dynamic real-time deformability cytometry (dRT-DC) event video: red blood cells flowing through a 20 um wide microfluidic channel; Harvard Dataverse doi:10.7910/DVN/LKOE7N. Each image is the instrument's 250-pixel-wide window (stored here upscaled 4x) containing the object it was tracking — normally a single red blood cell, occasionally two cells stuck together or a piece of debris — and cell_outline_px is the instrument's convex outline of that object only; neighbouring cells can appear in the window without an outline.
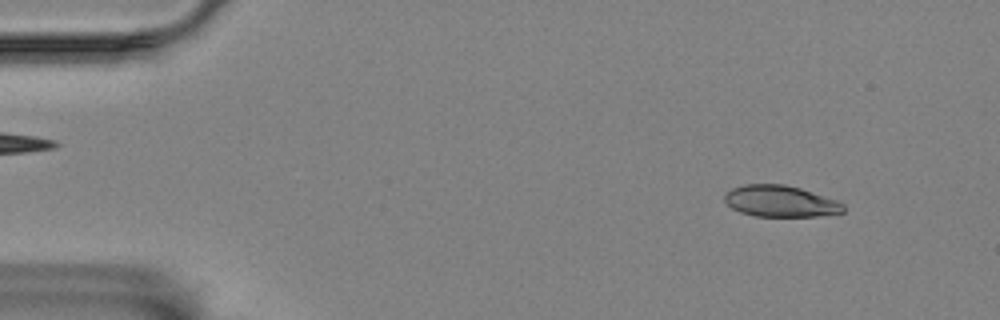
{"species": "Egyptian fruit bat (a non-hibernating species)", "species_latin": "Rousettus aegyptiacus", "temperature_condition": "room temperature", "stored_images_in_passage": 54, "camera_frame_rate_fps": 3000, "um_per_image_px": 0.085, "animal": {"sex": "female"}, "frame": {"image": 1, "passage_image": 3, "time_ms": 0.667, "image_size_px": [1000, 320], "cell_outline_px": [[844, 212], [816, 216], [756, 216], [740, 212], [732, 208], [724, 200], [724, 196], [732, 188], [744, 184], [784, 184], [800, 188], [836, 200], [844, 204]], "centroid_in_image_um": [66.33, 17.1], "position_along_channel_um": 18.7, "area_um2": 21.56}}
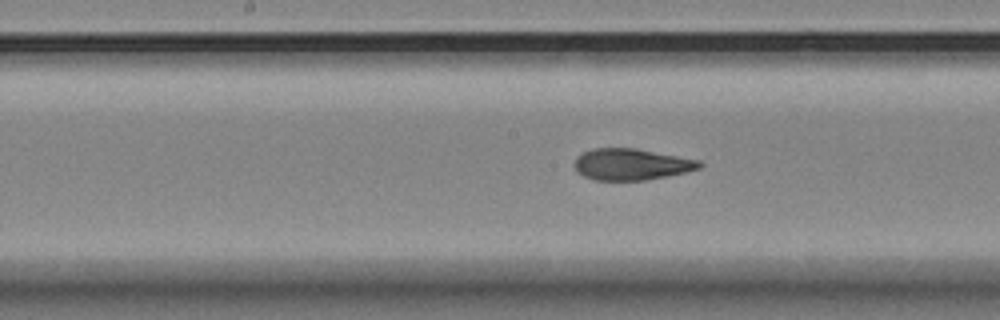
{"frame": {"image": 2, "passage_image": 26, "time_ms": 8.333, "image_size_px": [1000, 320], "cell_outline_px": [[704, 164], [700, 168], [684, 172], [644, 180], [592, 180], [576, 172], [576, 156], [584, 152], [596, 148], [636, 148], [700, 160]], "centroid_in_image_um": [53.66, 13.96], "position_along_channel_um": 194.5, "area_um2": 22.72}}
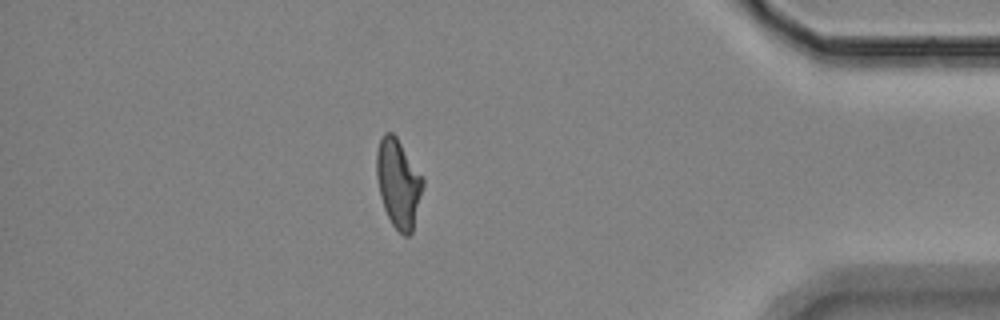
{"frame": {"image": 3, "passage_image": 47, "time_ms": 15.333, "image_size_px": [1000, 320], "cell_outline_px": [[424, 184], [412, 232], [408, 236], [404, 236], [392, 224], [384, 208], [380, 196], [376, 176], [376, 152], [380, 140], [384, 132], [392, 132], [396, 136], [424, 176]], "centroid_in_image_um": [33.87, 15.55], "position_along_channel_um": 401.3, "area_um2": 24.04}, "authors_computed_cell_mechanics": {"area_um2": 23.5824, "velocity_mm_per_s": 3.4813, "shape_relaxation_time_tau1_ms": 7.9438, "shape_relaxation_time_tau2_ms": 1.4866, "deformation_change_tau1": 0.2243, "deformation_change_tau2": 0.0713}}